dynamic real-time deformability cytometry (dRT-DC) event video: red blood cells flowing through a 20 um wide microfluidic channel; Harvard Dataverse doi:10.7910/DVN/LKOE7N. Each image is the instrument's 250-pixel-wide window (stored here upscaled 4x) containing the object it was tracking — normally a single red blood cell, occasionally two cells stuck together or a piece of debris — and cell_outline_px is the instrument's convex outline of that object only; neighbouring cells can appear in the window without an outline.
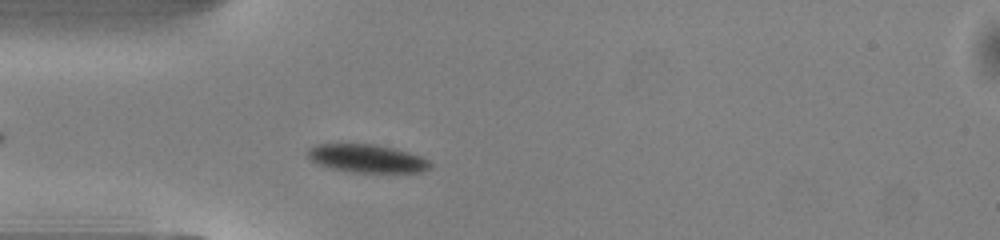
{"species": "common noctule bat (a hibernating species)", "species_latin": "Nyctalus noctula", "temperature_condition": "warm", "stored_images_in_passage": 37, "camera_frame_rate_fps": 3000, "um_per_image_px": 0.085, "animal": {"sex": "male", "body_mass_g": 13.0, "forearm_length_mm": 53.1}, "frame": {"image": 1, "passage_image": 6, "time_ms": 1.667, "image_size_px": [1000, 240], "cell_outline_px": [[432, 168], [424, 172], [352, 172], [332, 168], [320, 164], [312, 160], [308, 156], [308, 148], [320, 144], [376, 144], [396, 148], [420, 156], [428, 160], [432, 164]], "centroid_in_image_um": [31.26, 13.47], "position_along_channel_um": 53.7, "area_um2": 20.0}}
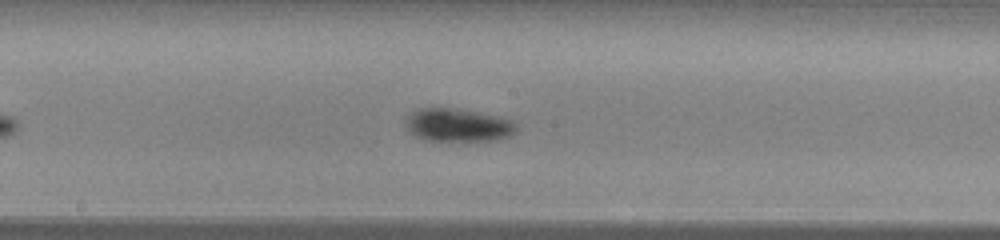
{"frame": {"image": 2, "passage_image": 18, "time_ms": 5.667, "image_size_px": [1000, 240], "cell_outline_px": [[516, 132], [508, 136], [496, 140], [464, 144], [436, 144], [420, 140], [412, 136], [408, 132], [404, 120], [404, 116], [416, 108], [456, 108], [500, 116], [512, 120], [516, 124]], "centroid_in_image_um": [38.83, 10.71], "position_along_channel_um": 209.4, "area_um2": 23.29}}
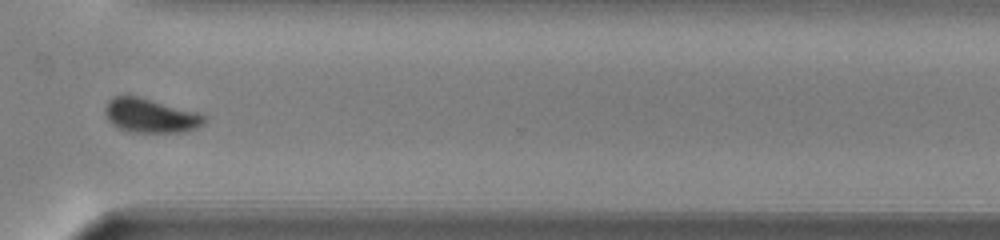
{"frame": {"image": 3, "passage_image": 29, "time_ms": 9.333, "image_size_px": [1000, 240], "cell_outline_px": [[208, 116], [204, 124], [196, 128], [184, 132], [128, 132], [116, 128], [108, 120], [104, 112], [104, 108], [108, 100], [112, 96], [136, 96], [200, 112]], "centroid_in_image_um": [12.8, 9.84], "position_along_channel_um": 357.8, "area_um2": 20.06}, "authors_computed_cell_mechanics": {"area_um2": 21.097, "velocity_mm_per_s": 4.041, "shape_relaxation_time_tau1_ms": 1.4559, "shape_relaxation_time_tau2_ms": null, "deformation_change_tau1": 0.1037, "deformation_change_tau2": null}}